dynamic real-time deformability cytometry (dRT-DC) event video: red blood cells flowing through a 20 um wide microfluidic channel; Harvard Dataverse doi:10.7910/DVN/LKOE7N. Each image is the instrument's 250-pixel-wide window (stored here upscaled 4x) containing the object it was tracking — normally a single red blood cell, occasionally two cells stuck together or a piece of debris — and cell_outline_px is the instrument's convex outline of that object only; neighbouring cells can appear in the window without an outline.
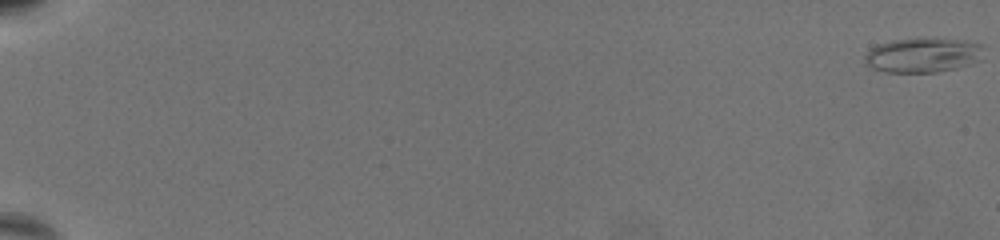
{"species": "common noctule bat (a hibernating species)", "species_latin": "Nyctalus noctula", "temperature_condition": "warm", "stored_images_in_passage": 70, "camera_frame_rate_fps": 3000, "um_per_image_px": 0.085, "animal": {"sex": "female", "body_mass_g": 19.5, "forearm_length_mm": 54.1}, "frame": {"image": 1, "passage_image": 1, "time_ms": 0.0, "image_size_px": [1000, 240], "cell_outline_px": [[984, 48], [980, 60], [956, 68], [936, 72], [884, 72], [872, 68], [864, 60], [864, 56], [872, 48], [880, 44], [896, 40], [956, 40], [980, 44]], "centroid_in_image_um": [78.43, 4.72], "position_along_channel_um": 6.6, "area_um2": 23.12}}
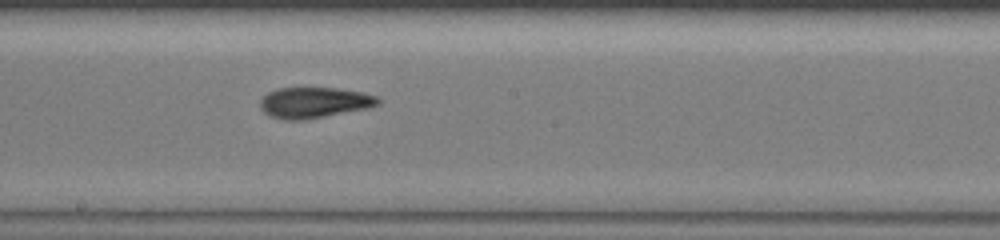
{"frame": {"image": 2, "passage_image": 43, "time_ms": 14.0, "image_size_px": [1000, 240], "cell_outline_px": [[380, 104], [368, 108], [308, 120], [284, 120], [272, 116], [264, 112], [260, 108], [260, 100], [268, 92], [280, 88], [336, 88], [360, 92], [376, 96], [380, 100]], "centroid_in_image_um": [26.7, 8.73], "position_along_channel_um": 221.5, "area_um2": 21.15}}
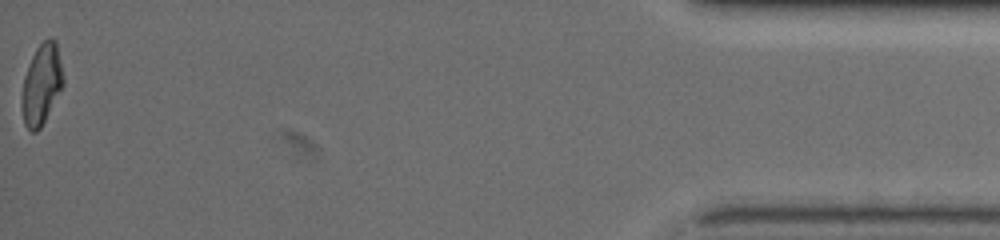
{"frame": {"image": 3, "passage_image": 70, "time_ms": 23.0, "image_size_px": [1000, 240], "cell_outline_px": [[64, 84], [40, 128], [36, 132], [32, 132], [24, 124], [24, 76], [32, 56], [36, 48], [48, 36], [52, 36], [56, 40], [64, 80]], "centroid_in_image_um": [3.58, 7.09], "position_along_channel_um": 431.6, "area_um2": 18.79}, "authors_computed_cell_mechanics": {"area_um2": 20.8947, "velocity_mm_per_s": 3.2168, "shape_relaxation_time_tau1_ms": 5.1441, "shape_relaxation_time_tau2_ms": 1.4349, "deformation_change_tau1": 0.1994, "deformation_change_tau2": 0.0866}}